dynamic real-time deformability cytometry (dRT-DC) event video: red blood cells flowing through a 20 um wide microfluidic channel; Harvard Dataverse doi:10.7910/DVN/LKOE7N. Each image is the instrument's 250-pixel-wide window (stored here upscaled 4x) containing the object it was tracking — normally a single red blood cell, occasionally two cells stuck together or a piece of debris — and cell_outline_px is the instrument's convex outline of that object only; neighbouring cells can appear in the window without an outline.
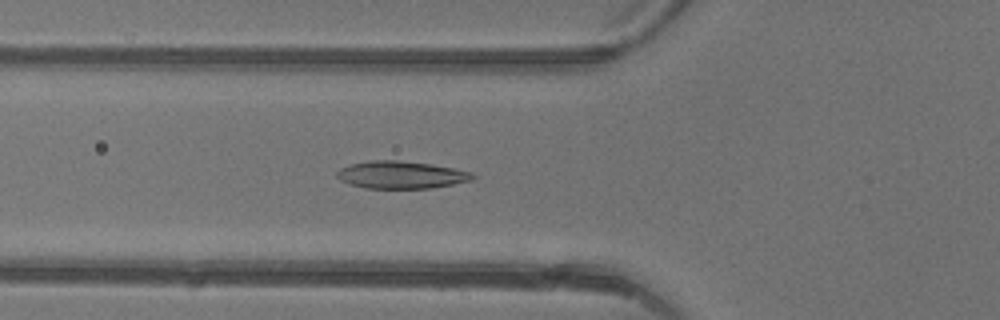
{"species": "common noctule bat (a hibernating species)", "species_latin": "Nyctalus noctula", "temperature_condition": "warm", "stored_images_in_passage": 48, "camera_frame_rate_fps": 3000, "um_per_image_px": 0.085, "animal": {"sex": "female"}, "frame": {"image": 1, "passage_image": 18, "time_ms": 5.667, "image_size_px": [1000, 320], "cell_outline_px": [[476, 176], [472, 180], [452, 184], [428, 188], [364, 188], [348, 184], [340, 180], [336, 176], [336, 172], [340, 168], [348, 164], [368, 160], [396, 160], [432, 164], [472, 172]], "centroid_in_image_um": [34.04, 14.85], "position_along_channel_um": 91.8, "area_um2": 21.79}}
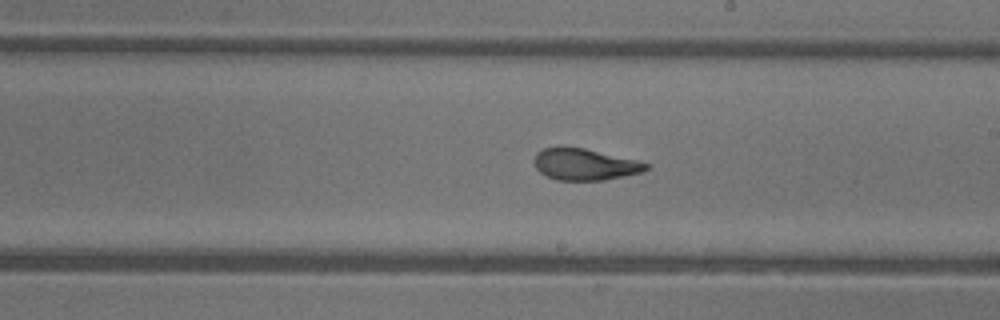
{"frame": {"image": 2, "passage_image": 28, "time_ms": 9.0, "image_size_px": [1000, 320], "cell_outline_px": [[652, 168], [640, 172], [624, 176], [604, 180], [556, 180], [540, 172], [536, 168], [532, 160], [536, 152], [544, 148], [560, 144], [584, 148], [636, 160], [652, 164]], "centroid_in_image_um": [49.67, 13.94], "position_along_channel_um": 239.3, "area_um2": 21.04}}
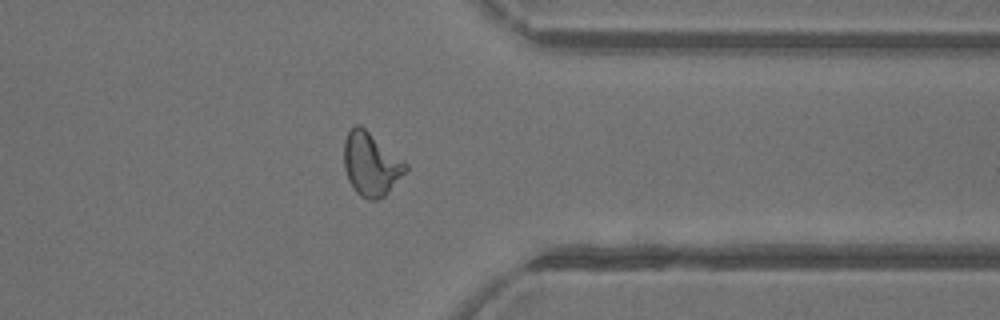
{"frame": {"image": 3, "passage_image": 38, "time_ms": 12.333, "image_size_px": [1000, 320], "cell_outline_px": [[408, 168], [388, 192], [384, 196], [376, 200], [368, 200], [360, 196], [356, 192], [348, 180], [344, 168], [344, 140], [348, 132], [356, 124], [360, 124], [404, 160], [408, 164]], "centroid_in_image_um": [31.52, 13.95], "position_along_channel_um": 379.9, "area_um2": 22.72}, "authors_computed_cell_mechanics": {"area_um2": 21.8773, "velocity_mm_per_s": 4.4086, "shape_relaxation_time_tau1_ms": 3.251, "shape_relaxation_time_tau2_ms": 1.0399, "deformation_change_tau1": 0.1862, "deformation_change_tau2": 0.0902}}